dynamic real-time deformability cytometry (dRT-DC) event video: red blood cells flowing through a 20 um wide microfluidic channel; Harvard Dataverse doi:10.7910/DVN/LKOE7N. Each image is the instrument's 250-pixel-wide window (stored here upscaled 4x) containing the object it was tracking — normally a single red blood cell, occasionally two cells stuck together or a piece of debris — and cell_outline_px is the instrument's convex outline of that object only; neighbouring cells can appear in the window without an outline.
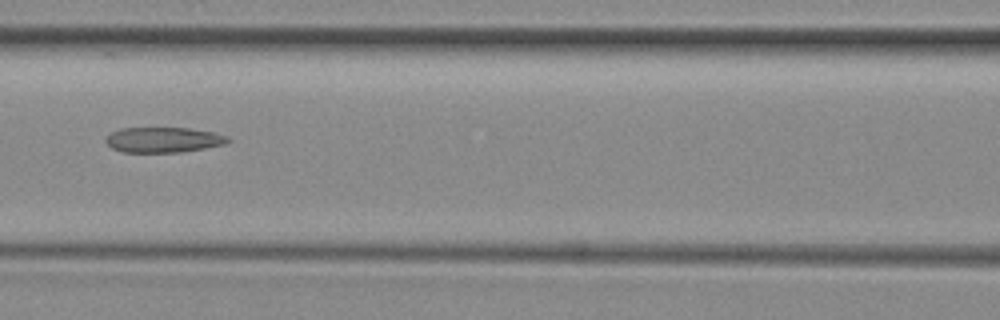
{"species": "common noctule bat (a hibernating species)", "species_latin": "Nyctalus noctula", "temperature_condition": "room temperature", "stored_images_in_passage": 4, "camera_frame_rate_fps": 3000, "um_per_image_px": 0.085, "animal": {"sex": "female", "body_mass_g": 29.2, "forearm_length_mm": 56.3}, "frame": {"image": 1, "passage_image": 4, "time_ms": 3.333, "image_size_px": [1000, 320], "cell_outline_px": [[232, 140], [224, 144], [204, 148], [180, 152], [124, 152], [112, 148], [104, 140], [112, 132], [120, 128], [188, 128], [216, 132], [228, 136]], "centroid_in_image_um": [13.92, 11.88], "position_along_channel_um": 152.7, "area_um2": 17.98}}